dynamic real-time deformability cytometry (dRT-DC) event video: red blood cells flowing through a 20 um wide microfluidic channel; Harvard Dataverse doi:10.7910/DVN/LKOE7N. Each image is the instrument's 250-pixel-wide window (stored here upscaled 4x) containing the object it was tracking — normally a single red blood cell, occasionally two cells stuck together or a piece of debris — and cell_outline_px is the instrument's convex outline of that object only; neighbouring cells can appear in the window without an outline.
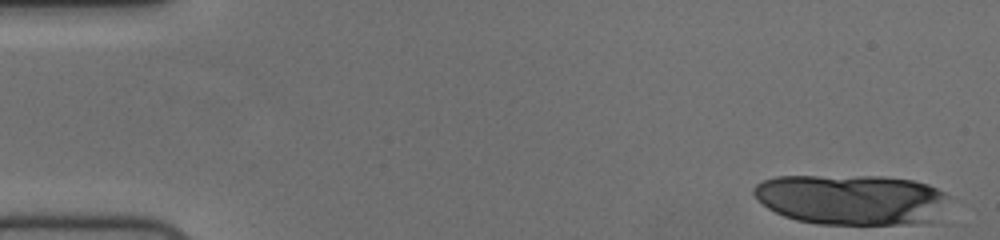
{"species": "human", "species_latin": "Homo sapiens", "temperature_condition": "cold", "stored_images_in_passage": 16, "camera_frame_rate_fps": 3000, "um_per_image_px": 0.085, "donor": {"sex": "female"}, "frame": {"image": 1, "passage_image": 1, "time_ms": 0.0, "image_size_px": [1000, 240], "cell_outline_px": [[948, 196], [932, 220], [912, 224], [816, 224], [796, 220], [784, 216], [768, 208], [752, 192], [752, 188], [756, 184], [764, 180], [776, 176], [884, 176], [912, 180], [928, 184], [944, 192]], "centroid_in_image_um": [72.31, 16.95], "position_along_channel_um": 12.7, "area_um2": 57.05}}